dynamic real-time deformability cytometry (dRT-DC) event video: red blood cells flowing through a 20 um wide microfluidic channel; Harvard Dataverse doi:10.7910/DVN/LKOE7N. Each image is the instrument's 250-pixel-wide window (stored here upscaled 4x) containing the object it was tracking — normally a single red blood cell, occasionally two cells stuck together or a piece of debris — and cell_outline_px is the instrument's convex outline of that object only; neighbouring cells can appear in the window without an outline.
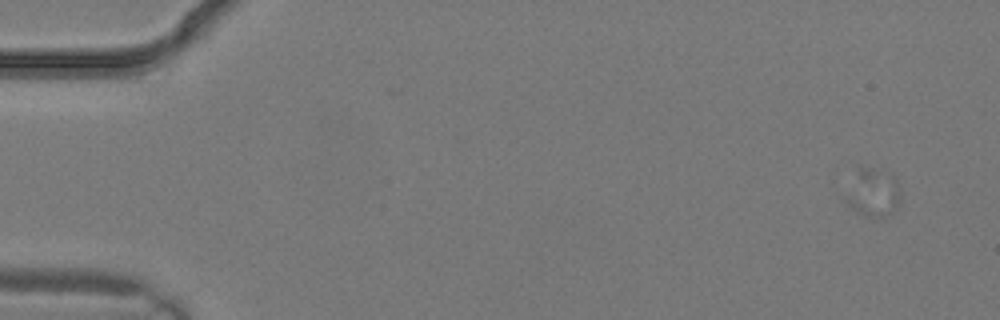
{"species": "common noctule bat (a hibernating species)", "species_latin": "Nyctalus noctula", "temperature_condition": "warm", "stored_images_in_passage": 2, "camera_frame_rate_fps": 3000, "um_per_image_px": 0.085, "animal": {"sex": "male", "body_mass_g": 19.2, "forearm_length_mm": 51.8}, "frame": {"image": 1, "passage_image": 2, "time_ms": 0.333, "image_size_px": [1000, 320], "cell_outline_px": [[900, 204], [892, 212], [884, 216], [864, 216], [856, 212], [844, 200], [856, 168], [860, 164], [892, 172], [896, 180], [900, 192]], "centroid_in_image_um": [74.21, 16.31], "position_along_channel_um": 10.8, "area_um2": 15.78}}